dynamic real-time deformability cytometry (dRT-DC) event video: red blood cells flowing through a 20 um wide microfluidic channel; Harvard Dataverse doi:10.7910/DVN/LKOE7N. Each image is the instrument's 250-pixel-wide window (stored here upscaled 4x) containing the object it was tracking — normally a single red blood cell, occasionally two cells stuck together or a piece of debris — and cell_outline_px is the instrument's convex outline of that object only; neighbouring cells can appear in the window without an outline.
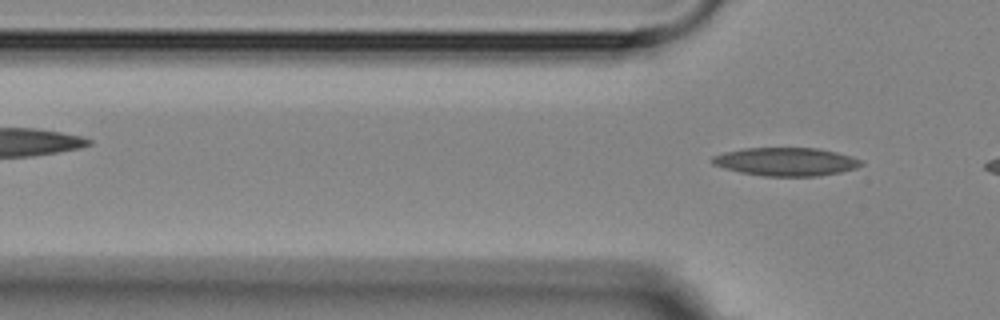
{"species": "Egyptian fruit bat (a non-hibernating species)", "species_latin": "Rousettus aegyptiacus", "temperature_condition": "room temperature", "stored_images_in_passage": 4, "segment_of_instrument_passage": [2, 2], "camera_frame_rate_fps": 3000, "um_per_image_px": 0.085, "animal": {"sex": "female"}, "frame": {"image": 1, "passage_image": 4, "time_ms": 4.333, "image_size_px": [1000, 320], "cell_outline_px": [[864, 164], [856, 168], [840, 172], [820, 176], [764, 176], [740, 172], [724, 168], [712, 164], [708, 160], [712, 156], [724, 152], [744, 148], [816, 148], [836, 152], [852, 156], [864, 160]], "centroid_in_image_um": [66.81, 13.74], "position_along_channel_um": 59.0, "area_um2": 24.74}}